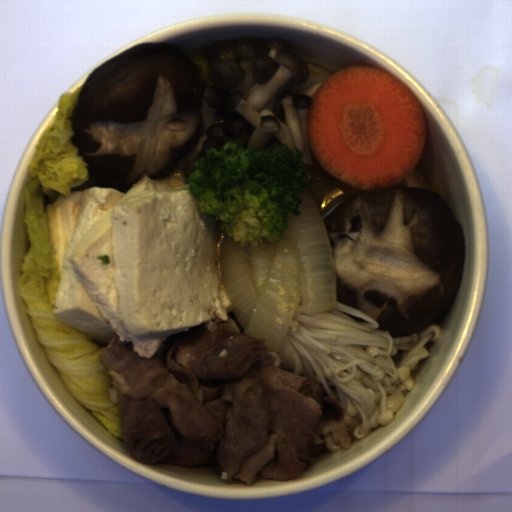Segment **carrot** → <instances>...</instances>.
<instances>
[{
    "instance_id": "carrot-1",
    "label": "carrot",
    "mask_w": 512,
    "mask_h": 512,
    "mask_svg": "<svg viewBox=\"0 0 512 512\" xmlns=\"http://www.w3.org/2000/svg\"><path fill=\"white\" fill-rule=\"evenodd\" d=\"M426 132L417 96L391 75L363 65L327 77L307 115L314 158L353 189L403 183L420 160Z\"/></svg>"
}]
</instances>
